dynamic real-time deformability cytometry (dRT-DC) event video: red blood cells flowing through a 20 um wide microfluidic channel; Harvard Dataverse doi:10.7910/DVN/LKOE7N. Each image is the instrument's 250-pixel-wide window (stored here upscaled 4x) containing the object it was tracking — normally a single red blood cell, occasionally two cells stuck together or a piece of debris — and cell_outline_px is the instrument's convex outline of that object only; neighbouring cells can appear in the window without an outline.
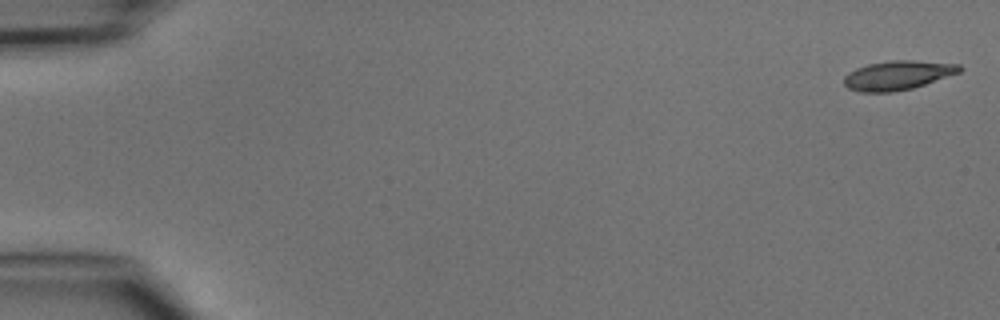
{"species": "common noctule bat (a hibernating species)", "species_latin": "Nyctalus noctula", "temperature_condition": "cold", "stored_images_in_passage": 4, "camera_frame_rate_fps": 3000, "um_per_image_px": 0.085, "animal": {"sex": "male", "body_mass_g": 15.6}, "frame": {"image": 1, "passage_image": 1, "time_ms": 0.0, "image_size_px": [1000, 320], "cell_outline_px": [[964, 68], [960, 72], [912, 88], [892, 92], [860, 92], [848, 88], [844, 84], [844, 76], [848, 72], [856, 68], [868, 64], [892, 60], [912, 60], [960, 64]], "centroid_in_image_um": [76.29, 6.39], "position_along_channel_um": 8.7, "area_um2": 19.59}}